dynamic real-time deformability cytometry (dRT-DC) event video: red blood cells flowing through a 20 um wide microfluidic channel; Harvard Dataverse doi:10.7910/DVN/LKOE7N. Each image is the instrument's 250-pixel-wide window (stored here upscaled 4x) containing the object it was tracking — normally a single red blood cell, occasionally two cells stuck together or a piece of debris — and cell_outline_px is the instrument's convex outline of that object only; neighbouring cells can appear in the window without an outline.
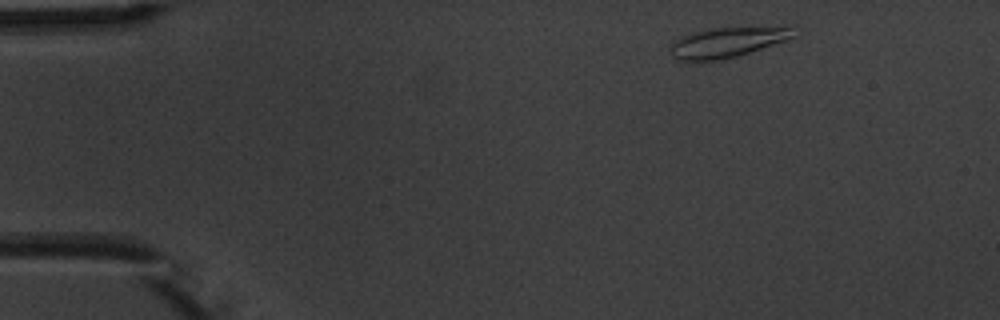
{"species": "common noctule bat (a hibernating species)", "species_latin": "Nyctalus noctula", "temperature_condition": "warm", "stored_images_in_passage": 3, "camera_frame_rate_fps": 3000, "um_per_image_px": 0.085, "animal": {"sex": "male", "body_mass_g": 20.1, "forearm_length_mm": 53.5}, "frame": {"image": 1, "passage_image": 1, "time_ms": 0.0, "image_size_px": [1000, 320], "cell_outline_px": [[796, 36], [736, 56], [720, 60], [676, 60], [672, 56], [668, 48], [680, 36], [692, 32], [712, 28], [784, 24], [796, 24]], "centroid_in_image_um": [61.93, 3.52], "position_along_channel_um": 23.1, "area_um2": 22.37}}